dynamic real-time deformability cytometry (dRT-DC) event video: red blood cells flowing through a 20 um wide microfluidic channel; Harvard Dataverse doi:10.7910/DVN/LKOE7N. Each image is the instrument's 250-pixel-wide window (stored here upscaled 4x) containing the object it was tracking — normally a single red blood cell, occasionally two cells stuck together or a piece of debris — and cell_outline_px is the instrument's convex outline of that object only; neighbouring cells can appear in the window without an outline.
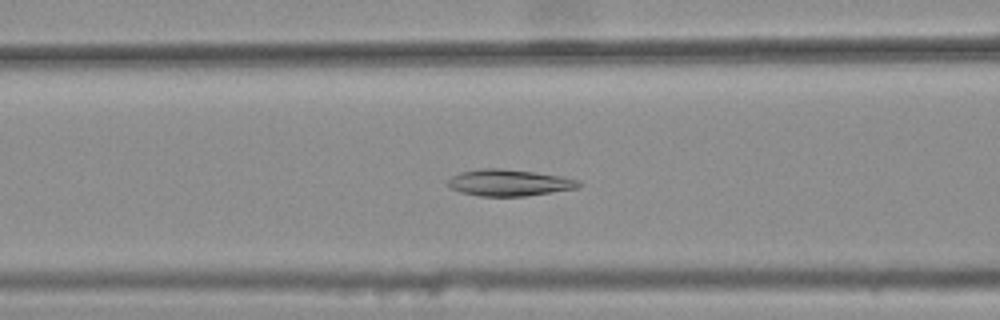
{"species": "common noctule bat (a hibernating species)", "species_latin": "Nyctalus noctula", "temperature_condition": "warm", "stored_images_in_passage": 43, "camera_frame_rate_fps": 3000, "um_per_image_px": 0.085, "animal": {"sex": "female", "body_mass_g": 25.1}, "frame": {"image": 1, "passage_image": 20, "time_ms": 6.333, "image_size_px": [1000, 320], "cell_outline_px": [[584, 184], [580, 188], [524, 196], [480, 196], [460, 192], [448, 188], [448, 180], [452, 176], [460, 172], [480, 168], [500, 168], [536, 172], [560, 176], [580, 180]], "centroid_in_image_um": [43.3, 15.53], "position_along_channel_um": 123.3, "area_um2": 20.46}}
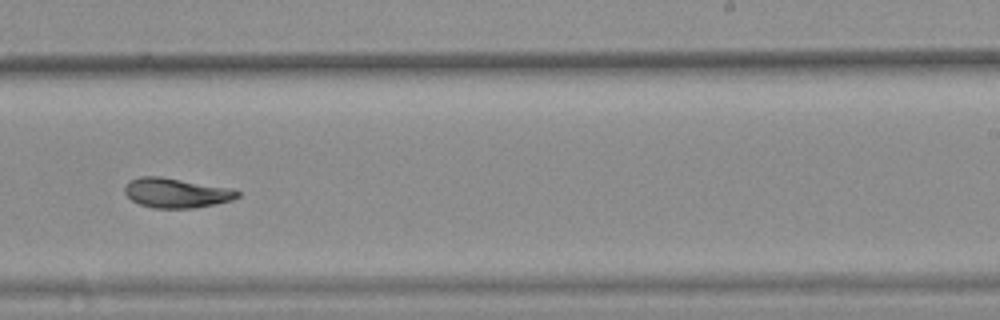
{"frame": {"image": 2, "passage_image": 32, "time_ms": 10.333, "image_size_px": [1000, 320], "cell_outline_px": [[240, 196], [232, 200], [216, 204], [192, 208], [156, 208], [140, 204], [132, 200], [124, 192], [124, 188], [132, 180], [140, 176], [160, 176], [232, 188], [240, 192]], "centroid_in_image_um": [15.02, 16.39], "position_along_channel_um": 274.0, "area_um2": 19.42}}
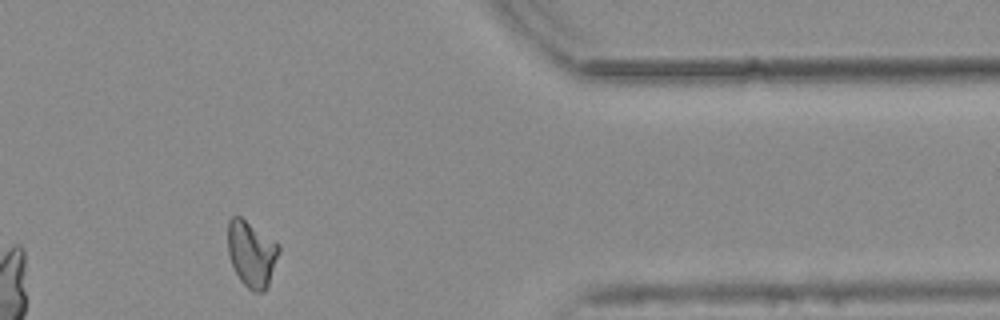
{"frame": {"image": 3, "passage_image": 43, "time_ms": 14.0, "image_size_px": [1000, 320], "cell_outline_px": [[280, 252], [268, 284], [264, 292], [252, 292], [240, 280], [232, 264], [228, 252], [228, 220], [232, 216], [240, 216], [276, 240], [280, 244]], "centroid_in_image_um": [21.4, 21.55], "position_along_channel_um": 390.0, "area_um2": 19.77}, "authors_computed_cell_mechanics": {"area_um2": 19.8832, "velocity_mm_per_s": 3.7705, "shape_relaxation_time_tau1_ms": null, "shape_relaxation_time_tau2_ms": 3.508, "deformation_change_tau1": null, "deformation_change_tau2": 0.0644}}